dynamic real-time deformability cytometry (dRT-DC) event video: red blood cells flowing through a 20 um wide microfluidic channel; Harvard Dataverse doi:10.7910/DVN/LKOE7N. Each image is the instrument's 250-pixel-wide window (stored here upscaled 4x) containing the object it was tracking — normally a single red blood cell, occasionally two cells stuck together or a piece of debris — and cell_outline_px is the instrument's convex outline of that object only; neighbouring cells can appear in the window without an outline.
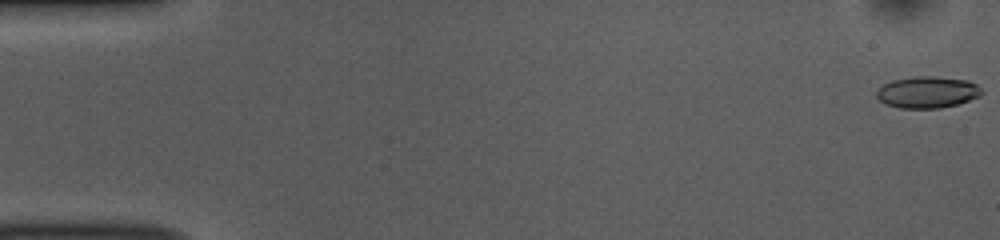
{"species": "common noctule bat (a hibernating species)", "species_latin": "Nyctalus noctula", "temperature_condition": "room temperature", "stored_images_in_passage": 54, "camera_frame_rate_fps": 3000, "um_per_image_px": 0.085, "animal": {"sex": "female", "body_mass_g": 10.0, "forearm_length_mm": 53.1}, "frame": {"image": 1, "passage_image": 1, "time_ms": 0.0, "image_size_px": [1000, 240], "cell_outline_px": [[984, 92], [980, 96], [956, 104], [940, 108], [900, 108], [884, 104], [876, 96], [876, 88], [892, 80], [916, 76], [932, 76], [968, 80], [976, 84]], "centroid_in_image_um": [78.8, 7.83], "position_along_channel_um": 6.2, "area_um2": 19.42}}
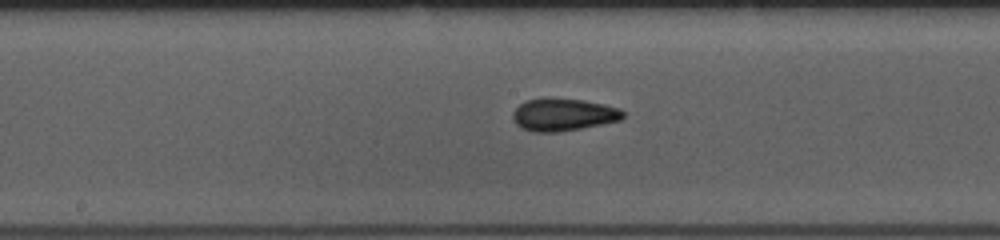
{"frame": {"image": 2, "passage_image": 28, "time_ms": 9.0, "image_size_px": [1000, 240], "cell_outline_px": [[624, 116], [620, 120], [580, 128], [556, 132], [532, 132], [520, 128], [512, 120], [512, 112], [520, 104], [528, 100], [544, 96], [584, 100], [604, 104], [620, 108], [624, 112]], "centroid_in_image_um": [47.83, 9.72], "position_along_channel_um": 200.4, "area_um2": 21.15}}
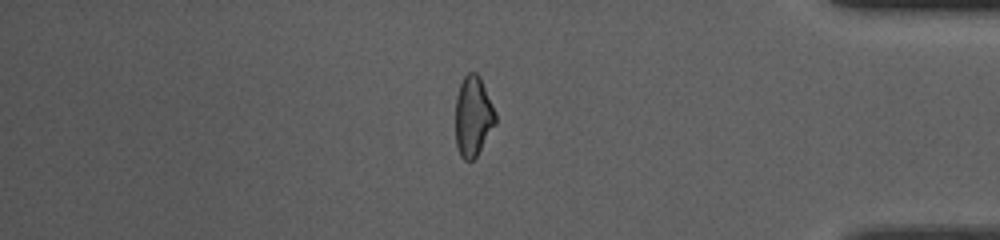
{"frame": {"image": 3, "passage_image": 46, "time_ms": 15.0, "image_size_px": [1000, 240], "cell_outline_px": [[496, 124], [476, 156], [472, 160], [464, 160], [460, 156], [456, 144], [456, 96], [460, 84], [464, 76], [468, 72], [476, 72], [480, 76], [496, 112]], "centroid_in_image_um": [40.22, 9.87], "position_along_channel_um": 395.0, "area_um2": 18.73}, "authors_computed_cell_mechanics": {"area_um2": 19.5653, "velocity_mm_per_s": 3.7429, "shape_relaxation_time_tau1_ms": null, "shape_relaxation_time_tau2_ms": 2.0304, "deformation_change_tau1": null, "deformation_change_tau2": 0.0866}}